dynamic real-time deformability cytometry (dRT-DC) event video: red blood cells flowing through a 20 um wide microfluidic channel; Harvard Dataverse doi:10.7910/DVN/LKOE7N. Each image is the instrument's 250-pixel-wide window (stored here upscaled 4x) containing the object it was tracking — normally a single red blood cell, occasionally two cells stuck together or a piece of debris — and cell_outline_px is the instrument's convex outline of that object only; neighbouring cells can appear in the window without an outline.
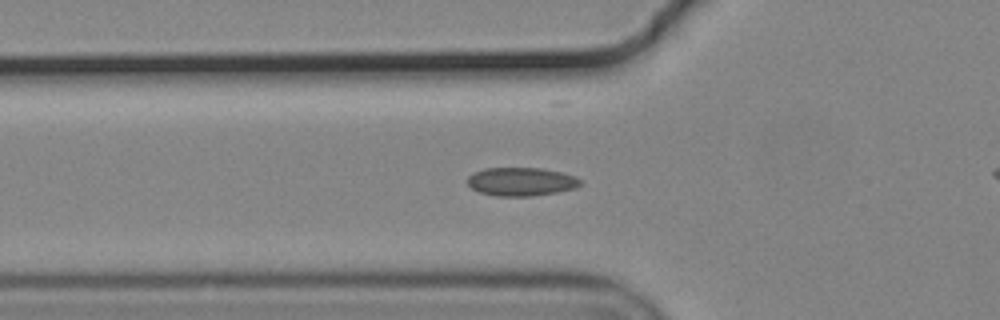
{"species": "common noctule bat (a hibernating species)", "species_latin": "Nyctalus noctula", "temperature_condition": "cold", "stored_images_in_passage": 37, "camera_frame_rate_fps": 3000, "um_per_image_px": 0.085, "animal": {"sex": "male", "body_mass_g": 19.2, "forearm_length_mm": 51.8}, "frame": {"image": 1, "passage_image": 7, "time_ms": 2.0, "image_size_px": [1000, 320], "cell_outline_px": [[580, 184], [576, 188], [556, 192], [532, 196], [496, 196], [480, 192], [472, 188], [468, 184], [468, 176], [472, 172], [484, 168], [540, 168], [560, 172], [576, 176], [580, 180]], "centroid_in_image_um": [44.28, 15.43], "position_along_channel_um": 81.5, "area_um2": 18.67}}
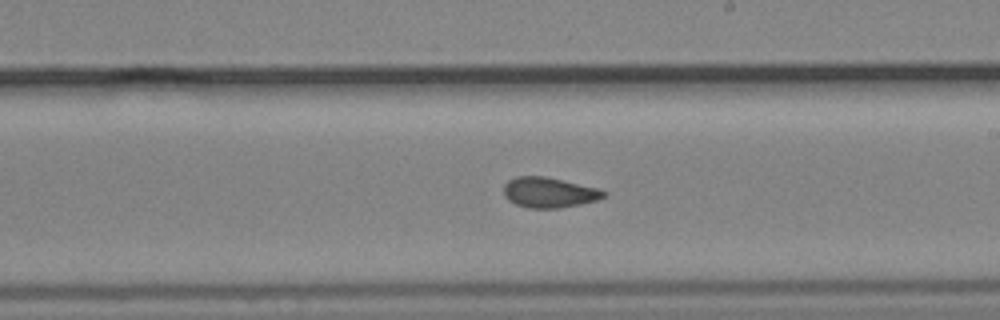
{"frame": {"image": 2, "passage_image": 20, "time_ms": 6.333, "image_size_px": [1000, 320], "cell_outline_px": [[608, 196], [596, 200], [580, 204], [560, 208], [528, 208], [516, 204], [508, 200], [504, 196], [504, 184], [508, 180], [516, 176], [544, 176], [596, 188], [608, 192]], "centroid_in_image_um": [46.66, 16.36], "position_along_channel_um": 242.3, "area_um2": 17.63}}
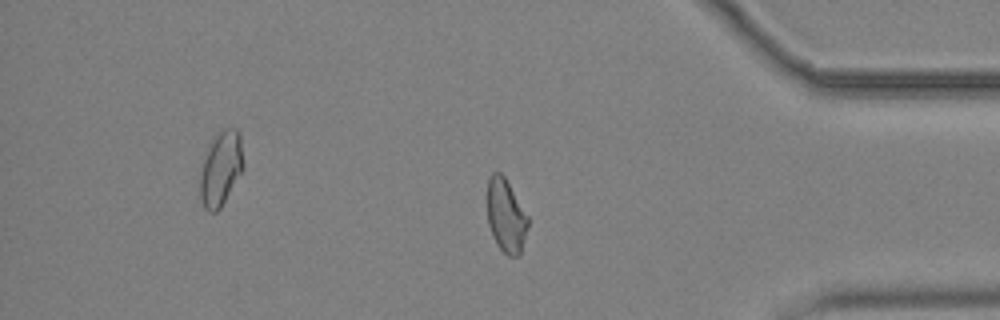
{"frame": {"image": 3, "passage_image": 34, "time_ms": 11.0, "image_size_px": [1000, 320], "cell_outline_px": [[528, 224], [520, 252], [516, 256], [508, 256], [496, 244], [492, 236], [488, 224], [488, 176], [492, 172], [500, 172], [504, 176], [528, 216]], "centroid_in_image_um": [42.98, 18.32], "position_along_channel_um": 392.2, "area_um2": 17.17}}